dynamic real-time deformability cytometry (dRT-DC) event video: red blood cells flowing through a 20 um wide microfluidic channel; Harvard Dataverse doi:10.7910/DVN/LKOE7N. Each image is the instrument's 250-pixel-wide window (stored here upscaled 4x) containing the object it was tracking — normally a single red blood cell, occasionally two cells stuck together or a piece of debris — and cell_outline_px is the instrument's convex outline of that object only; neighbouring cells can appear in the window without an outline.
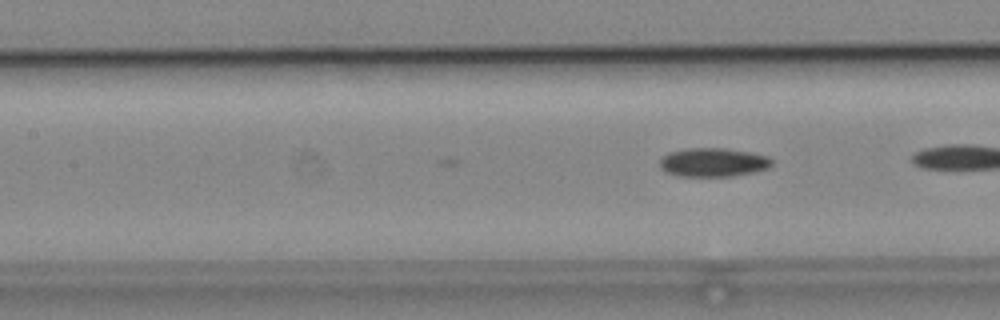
{"species": "common noctule bat (a hibernating species)", "species_latin": "Nyctalus noctula", "temperature_condition": "cold", "stored_images_in_passage": 5, "camera_frame_rate_fps": 3000, "um_per_image_px": 0.085, "animal": {"sex": "male", "body_mass_g": 19.2, "forearm_length_mm": 51.8}, "frame": {"image": 1, "passage_image": 5, "time_ms": 1.333, "image_size_px": [1000, 320], "cell_outline_px": [[772, 164], [768, 168], [752, 172], [732, 176], [676, 176], [660, 168], [660, 160], [668, 152], [688, 148], [724, 148], [748, 152], [768, 156], [772, 160]], "centroid_in_image_um": [60.6, 13.8], "position_along_channel_um": 146.8, "area_um2": 18.67}}